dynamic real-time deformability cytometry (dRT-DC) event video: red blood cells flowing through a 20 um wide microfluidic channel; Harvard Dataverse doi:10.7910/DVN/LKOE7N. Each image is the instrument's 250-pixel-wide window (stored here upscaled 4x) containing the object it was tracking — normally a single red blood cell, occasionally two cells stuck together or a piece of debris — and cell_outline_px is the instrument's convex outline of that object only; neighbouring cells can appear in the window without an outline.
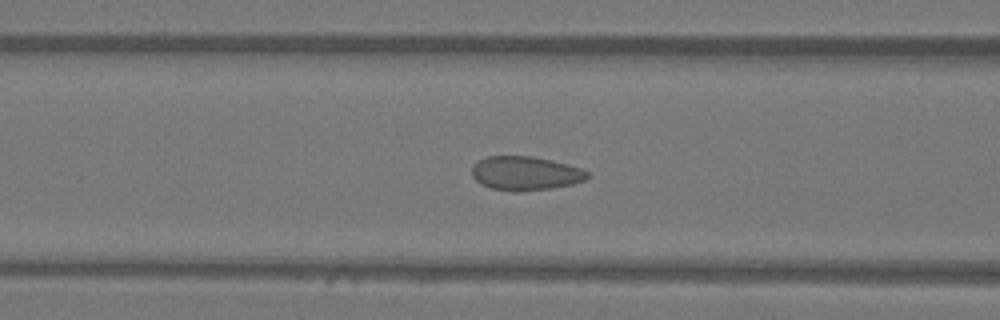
{"species": "Egyptian fruit bat (a non-hibernating species)", "species_latin": "Rousettus aegyptiacus", "temperature_condition": "warm", "stored_images_in_passage": 50, "camera_frame_rate_fps": 3000, "um_per_image_px": 0.085, "animal": {"sex": "female"}, "frame": {"image": 1, "passage_image": 20, "time_ms": 6.333, "image_size_px": [1000, 320], "cell_outline_px": [[588, 176], [584, 180], [572, 184], [552, 188], [520, 192], [516, 192], [492, 188], [480, 184], [472, 176], [472, 168], [480, 160], [488, 156], [532, 156], [568, 164], [580, 168], [588, 172]], "centroid_in_image_um": [44.65, 14.74], "position_along_channel_um": 121.9, "area_um2": 22.72}}
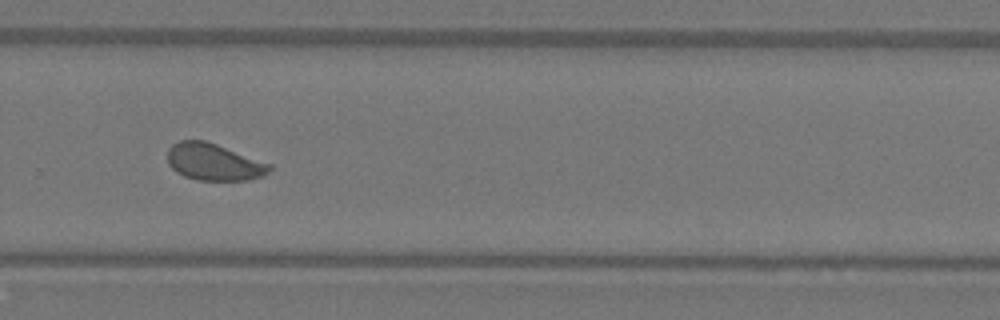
{"frame": {"image": 2, "passage_image": 34, "time_ms": 11.0, "image_size_px": [1000, 320], "cell_outline_px": [[272, 168], [264, 176], [248, 180], [200, 180], [184, 176], [176, 172], [168, 164], [168, 148], [172, 144], [180, 140], [204, 140], [216, 144], [272, 164]], "centroid_in_image_um": [18.18, 13.77], "position_along_channel_um": 311.6, "area_um2": 21.96}}
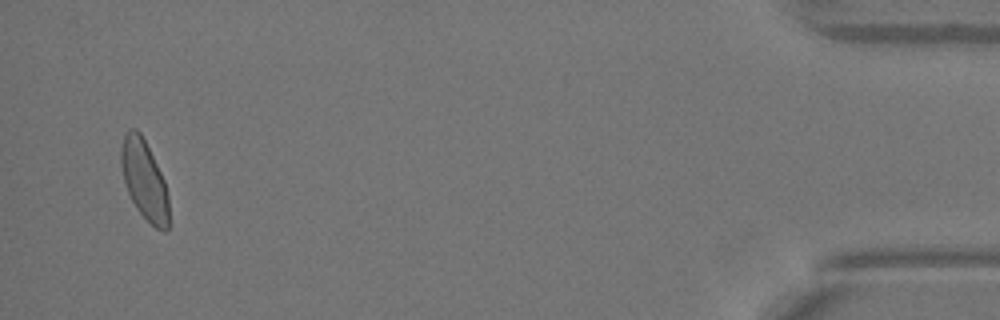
{"frame": {"image": 3, "passage_image": 48, "time_ms": 15.667, "image_size_px": [1000, 320], "cell_outline_px": [[168, 228], [164, 232], [156, 228], [136, 208], [124, 184], [120, 160], [120, 152], [124, 136], [128, 128], [136, 128], [140, 132], [164, 180], [168, 192]], "centroid_in_image_um": [12.25, 15.28], "position_along_channel_um": 423.0, "area_um2": 21.85}, "authors_computed_cell_mechanics": {"area_um2": 22.5998, "velocity_mm_per_s": 4.0826, "shape_relaxation_time_tau1_ms": 9.2495, "shape_relaxation_time_tau2_ms": null, "deformation_change_tau1": 0.1288, "deformation_change_tau2": null}}